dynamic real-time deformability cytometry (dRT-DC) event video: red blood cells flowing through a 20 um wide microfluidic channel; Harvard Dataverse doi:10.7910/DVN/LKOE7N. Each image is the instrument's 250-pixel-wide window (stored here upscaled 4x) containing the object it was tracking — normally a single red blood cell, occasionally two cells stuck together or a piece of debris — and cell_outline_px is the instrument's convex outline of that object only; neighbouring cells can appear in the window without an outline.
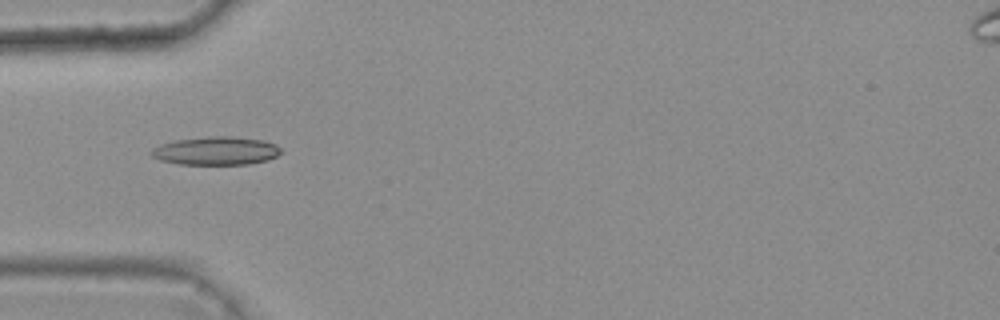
{"species": "common noctule bat (a hibernating species)", "species_latin": "Nyctalus noctula", "temperature_condition": "warm", "stored_images_in_passage": 1, "camera_frame_rate_fps": 3000, "um_per_image_px": 0.085, "animal": {"sex": "female", "body_mass_g": 25.1}, "frame": {"image": 1, "passage_image": 1, "time_ms": 0.0, "image_size_px": [1000, 320], "cell_outline_px": [[284, 152], [268, 160], [248, 164], [180, 164], [160, 160], [152, 156], [148, 152], [152, 148], [160, 144], [176, 140], [208, 136], [232, 136], [264, 140], [276, 144]], "centroid_in_image_um": [18.37, 12.81], "position_along_channel_um": 66.6, "area_um2": 21.56}}